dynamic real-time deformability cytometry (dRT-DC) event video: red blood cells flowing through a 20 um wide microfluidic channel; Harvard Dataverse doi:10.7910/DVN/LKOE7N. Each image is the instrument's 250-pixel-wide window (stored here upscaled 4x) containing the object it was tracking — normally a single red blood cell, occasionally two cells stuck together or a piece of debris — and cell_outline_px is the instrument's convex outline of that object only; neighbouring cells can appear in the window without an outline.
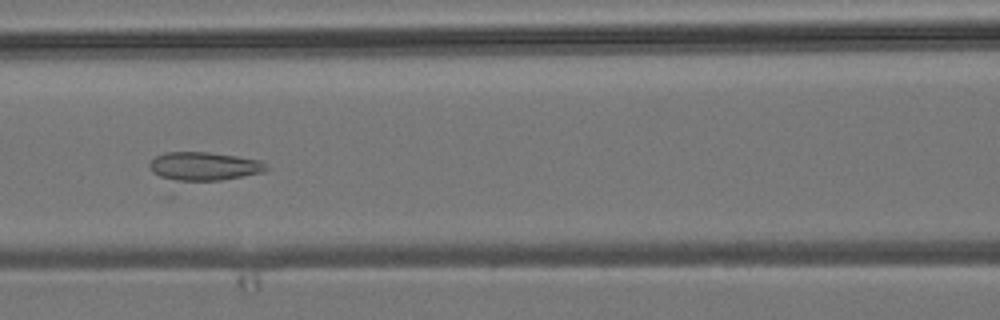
{"species": "common noctule bat (a hibernating species)", "species_latin": "Nyctalus noctula", "temperature_condition": "room temperature", "stored_images_in_passage": 7, "camera_frame_rate_fps": 3000, "um_per_image_px": 0.085, "animal": {"sex": "male", "body_mass_g": 19.2, "forearm_length_mm": 51.8}, "frame": {"image": 1, "passage_image": 7, "time_ms": 7.0, "image_size_px": [1000, 320], "cell_outline_px": [[272, 168], [264, 172], [220, 180], [180, 184], [176, 184], [152, 172], [148, 168], [148, 164], [156, 156], [164, 152], [208, 152], [264, 160]], "centroid_in_image_um": [17.33, 14.17], "position_along_channel_um": 149.3, "area_um2": 20.4}}